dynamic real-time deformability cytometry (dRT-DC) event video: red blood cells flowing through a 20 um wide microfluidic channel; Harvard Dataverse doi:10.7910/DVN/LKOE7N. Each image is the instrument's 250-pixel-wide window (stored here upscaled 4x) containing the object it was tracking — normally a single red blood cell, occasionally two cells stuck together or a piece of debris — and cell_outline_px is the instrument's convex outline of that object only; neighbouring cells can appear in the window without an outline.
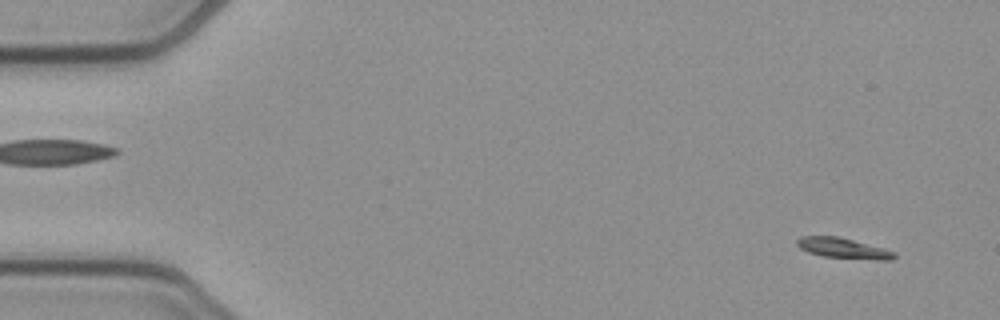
{"species": "common noctule bat (a hibernating species)", "species_latin": "Nyctalus noctula", "temperature_condition": "cold", "stored_images_in_passage": 53, "camera_frame_rate_fps": 3000, "um_per_image_px": 0.085, "animal": {"sex": "female", "body_mass_g": 21.9}, "frame": {"image": 1, "passage_image": 3, "time_ms": 0.667, "image_size_px": [1000, 320], "cell_outline_px": [[896, 256], [892, 260], [880, 260], [820, 256], [808, 252], [800, 248], [796, 244], [796, 240], [800, 236], [840, 236], [884, 248], [896, 252]], "centroid_in_image_um": [71.68, 21.09], "position_along_channel_um": 13.3, "area_um2": 11.73}}
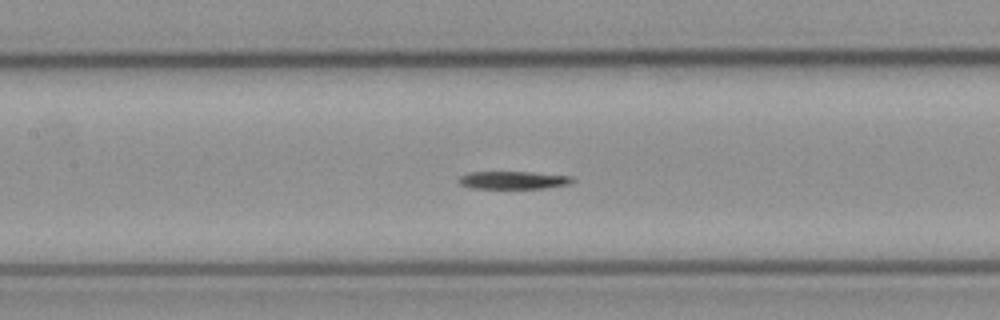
{"frame": {"image": 2, "passage_image": 24, "time_ms": 7.667, "image_size_px": [1000, 320], "cell_outline_px": [[576, 180], [572, 184], [544, 188], [472, 188], [460, 184], [456, 180], [460, 176], [468, 172], [532, 172], [572, 176]], "centroid_in_image_um": [43.66, 15.31], "position_along_channel_um": 163.7, "area_um2": 11.91}}
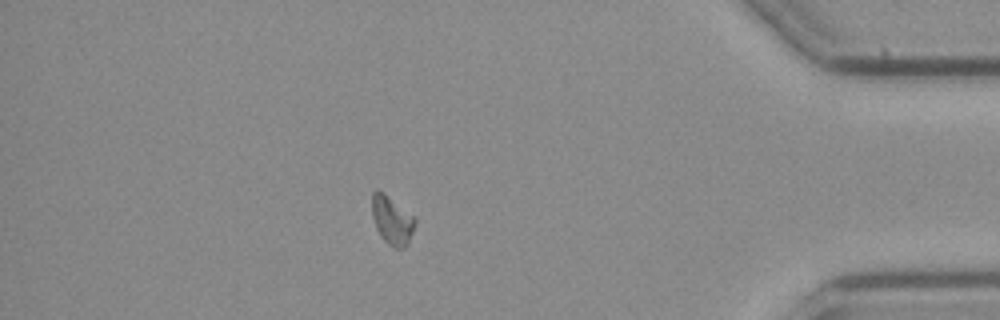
{"frame": {"image": 3, "passage_image": 46, "time_ms": 15.0, "image_size_px": [1000, 320], "cell_outline_px": [[416, 224], [408, 244], [404, 248], [392, 248], [380, 236], [376, 228], [372, 216], [372, 192], [376, 188], [384, 192], [412, 216], [416, 220]], "centroid_in_image_um": [33.3, 18.73], "position_along_channel_um": 401.9, "area_um2": 12.2}, "authors_computed_cell_mechanics": {"area_um2": 12.2536, "velocity_mm_per_s": 3.8437, "shape_relaxation_time_tau1_ms": 7.8388, "shape_relaxation_time_tau2_ms": null, "deformation_change_tau1": 0.1895, "deformation_change_tau2": null}}